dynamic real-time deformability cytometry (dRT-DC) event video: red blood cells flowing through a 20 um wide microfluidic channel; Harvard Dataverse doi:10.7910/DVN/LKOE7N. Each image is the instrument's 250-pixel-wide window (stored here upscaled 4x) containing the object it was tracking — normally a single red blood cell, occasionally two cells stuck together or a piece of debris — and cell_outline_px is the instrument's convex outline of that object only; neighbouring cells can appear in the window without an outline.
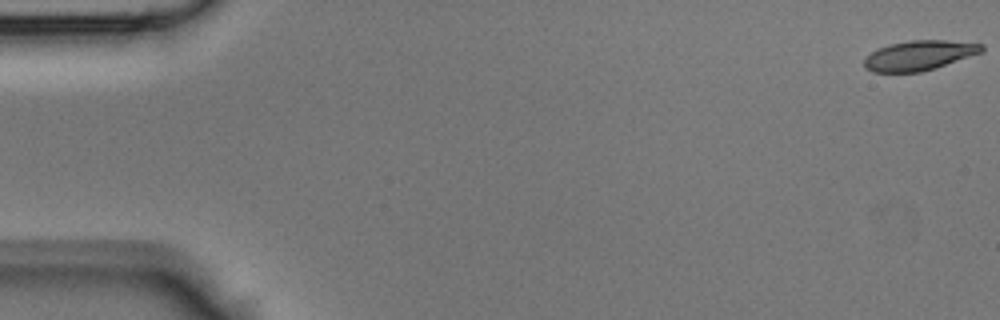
{"species": "Egyptian fruit bat (a non-hibernating species)", "species_latin": "Rousettus aegyptiacus", "temperature_condition": "room temperature", "stored_images_in_passage": 44, "camera_frame_rate_fps": 3000, "um_per_image_px": 0.085, "animal": {"sex": "male"}, "frame": {"image": 1, "passage_image": 1, "time_ms": 0.0, "image_size_px": [1000, 320], "cell_outline_px": [[984, 52], [936, 68], [920, 72], [872, 72], [864, 68], [864, 60], [872, 52], [880, 48], [892, 44], [908, 40], [944, 40], [984, 44]], "centroid_in_image_um": [78.17, 4.71], "position_along_channel_um": 6.8, "area_um2": 20.4}}
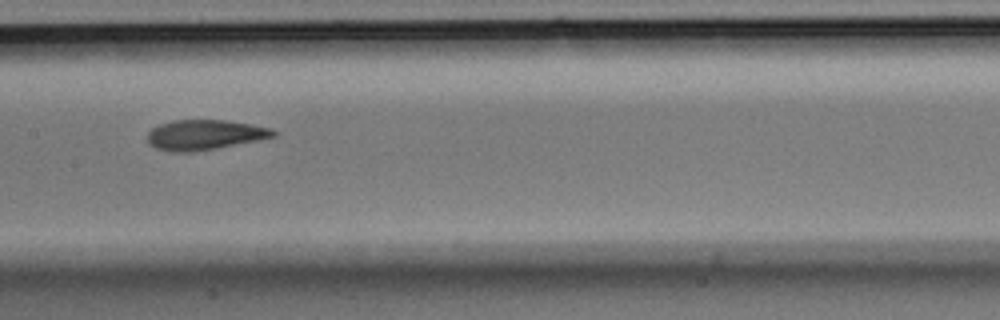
{"frame": {"image": 2, "passage_image": 22, "time_ms": 7.0, "image_size_px": [1000, 320], "cell_outline_px": [[276, 136], [216, 148], [192, 152], [172, 152], [156, 148], [148, 144], [148, 132], [152, 128], [160, 124], [172, 120], [224, 120], [272, 128], [276, 132]], "centroid_in_image_um": [17.35, 11.46], "position_along_channel_um": 190.1, "area_um2": 21.85}}
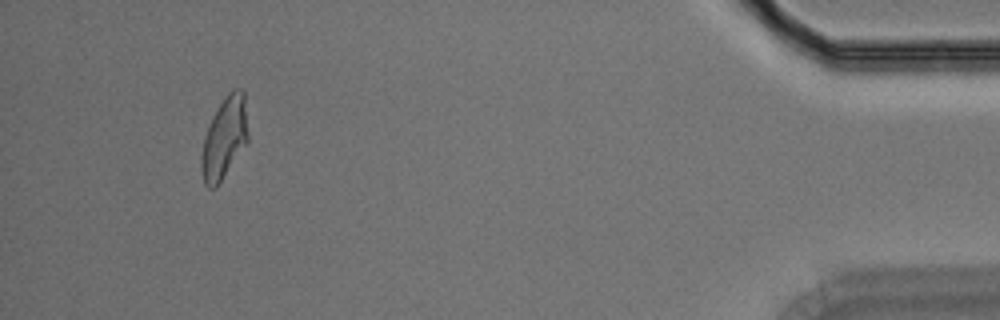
{"frame": {"image": 3, "passage_image": 41, "time_ms": 13.333, "image_size_px": [1000, 320], "cell_outline_px": [[248, 140], [216, 188], [208, 188], [204, 184], [200, 168], [200, 156], [204, 136], [212, 116], [224, 96], [232, 88], [240, 88], [244, 92], [248, 136]], "centroid_in_image_um": [19.04, 11.72], "position_along_channel_um": 416.2, "area_um2": 22.25}}